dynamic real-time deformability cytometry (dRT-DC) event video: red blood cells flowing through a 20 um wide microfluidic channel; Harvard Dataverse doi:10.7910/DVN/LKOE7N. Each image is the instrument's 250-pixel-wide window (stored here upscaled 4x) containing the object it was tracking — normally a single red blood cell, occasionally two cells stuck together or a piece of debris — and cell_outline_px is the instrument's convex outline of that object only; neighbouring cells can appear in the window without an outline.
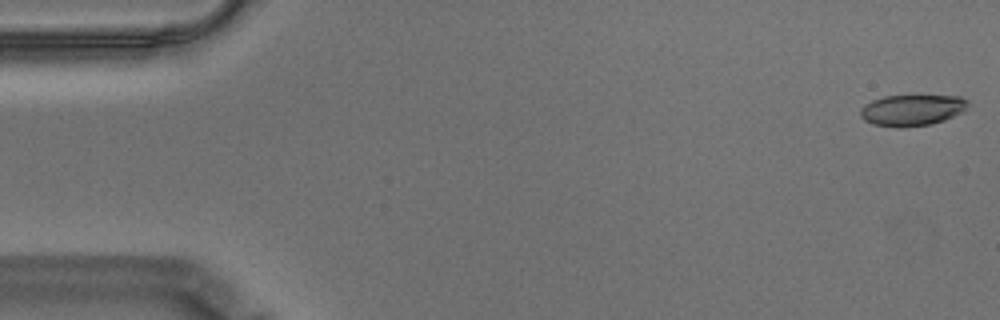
{"species": "Egyptian fruit bat (a non-hibernating species)", "species_latin": "Rousettus aegyptiacus", "temperature_condition": "warm", "stored_images_in_passage": 7, "camera_frame_rate_fps": 3000, "um_per_image_px": 0.085, "animal": {"sex": "male"}, "frame": {"image": 1, "passage_image": 1, "time_ms": 0.0, "image_size_px": [1000, 320], "cell_outline_px": [[968, 104], [964, 112], [944, 120], [932, 124], [900, 128], [896, 128], [872, 124], [864, 120], [860, 116], [860, 108], [864, 104], [872, 100], [884, 96], [960, 96], [968, 100]], "centroid_in_image_um": [77.51, 9.37], "position_along_channel_um": 7.5, "area_um2": 19.77}}